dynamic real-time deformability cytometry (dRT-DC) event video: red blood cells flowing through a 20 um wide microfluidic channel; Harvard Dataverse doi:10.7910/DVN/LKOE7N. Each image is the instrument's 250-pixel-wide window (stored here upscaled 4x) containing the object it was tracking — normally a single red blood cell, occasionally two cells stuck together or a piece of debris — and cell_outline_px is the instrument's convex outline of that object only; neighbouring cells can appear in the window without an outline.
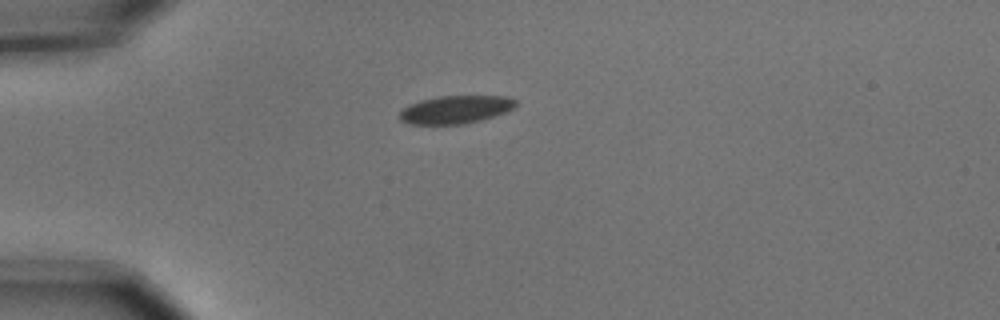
{"species": "common noctule bat (a hibernating species)", "species_latin": "Nyctalus noctula", "temperature_condition": "cold", "stored_images_in_passage": 5, "camera_frame_rate_fps": 3000, "um_per_image_px": 0.085, "animal": {"sex": "male", "body_mass_g": 15.6}, "frame": {"image": 1, "passage_image": 1, "time_ms": 0.0, "image_size_px": [1000, 320], "cell_outline_px": [[516, 104], [512, 108], [504, 112], [480, 120], [464, 124], [408, 124], [400, 120], [400, 112], [408, 104], [420, 100], [440, 96], [508, 96], [516, 100]], "centroid_in_image_um": [38.69, 9.31], "position_along_channel_um": 46.3, "area_um2": 18.79}}
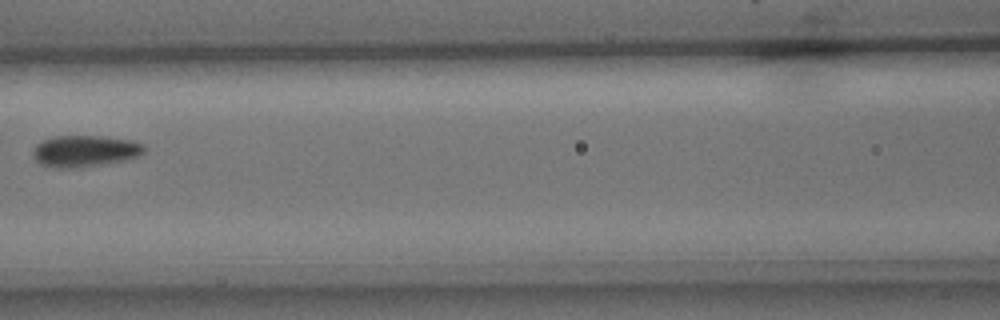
{"frame": {"image": 2, "passage_image": 4, "time_ms": 1.0, "image_size_px": [1000, 320], "cell_outline_px": [[144, 152], [140, 156], [124, 160], [76, 168], [52, 168], [40, 164], [32, 156], [32, 152], [36, 144], [40, 140], [56, 136], [100, 136], [132, 140], [144, 144]], "centroid_in_image_um": [7.18, 12.84], "position_along_channel_um": 159.4, "area_um2": 20.58}}
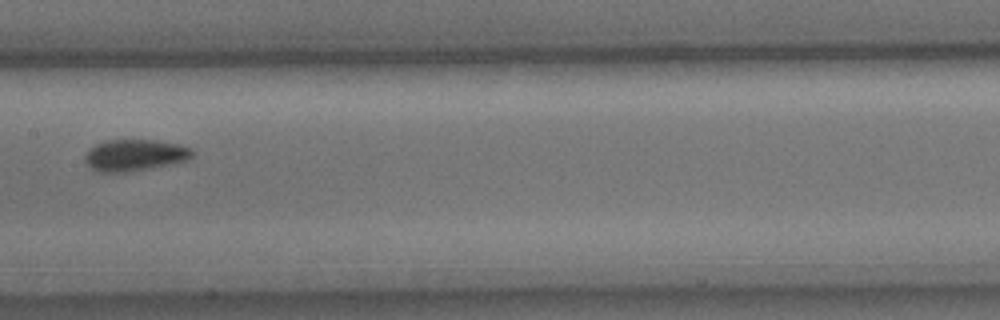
{"frame": {"image": 3, "passage_image": 5, "time_ms": 1.333, "image_size_px": [1000, 320], "cell_outline_px": [[192, 156], [188, 160], [148, 168], [124, 172], [96, 172], [84, 160], [84, 156], [96, 144], [108, 140], [156, 140], [176, 144], [192, 148]], "centroid_in_image_um": [11.44, 13.18], "position_along_channel_um": 196.0, "area_um2": 19.36}}